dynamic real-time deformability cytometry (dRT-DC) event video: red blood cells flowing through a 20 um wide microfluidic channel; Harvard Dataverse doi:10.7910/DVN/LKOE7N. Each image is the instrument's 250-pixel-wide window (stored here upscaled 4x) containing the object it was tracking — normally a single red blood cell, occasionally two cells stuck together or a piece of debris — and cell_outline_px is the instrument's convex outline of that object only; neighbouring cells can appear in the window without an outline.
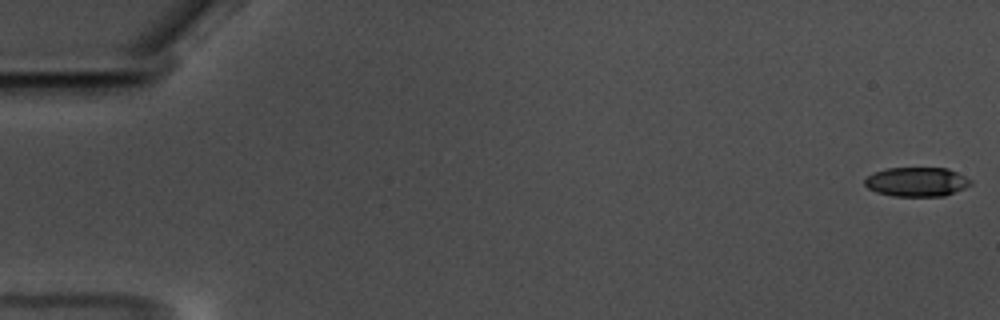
{"species": "common noctule bat (a hibernating species)", "species_latin": "Nyctalus noctula", "temperature_condition": "warm", "stored_images_in_passage": 59, "camera_frame_rate_fps": 3000, "um_per_image_px": 0.085, "animal": {"sex": "male", "body_mass_g": 17.5, "forearm_length_mm": 52.3}, "frame": {"image": 1, "passage_image": 1, "time_ms": 0.0, "image_size_px": [1000, 320], "cell_outline_px": [[972, 184], [964, 188], [944, 196], [892, 196], [876, 192], [868, 188], [864, 184], [864, 180], [872, 172], [884, 168], [948, 168], [972, 180]], "centroid_in_image_um": [77.89, 15.45], "position_along_channel_um": 7.1, "area_um2": 18.15}}
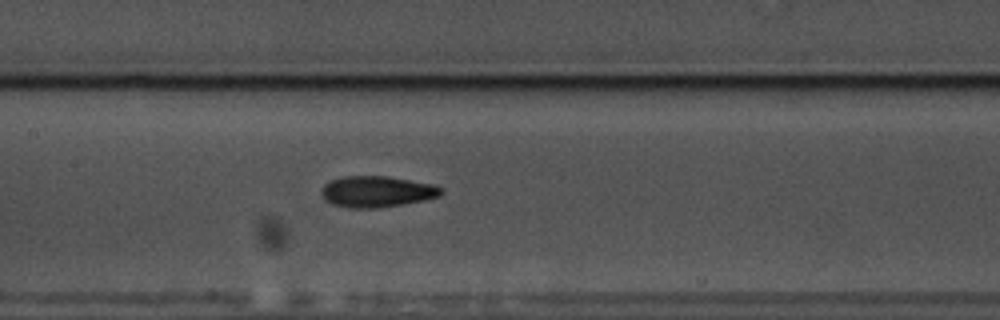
{"frame": {"image": 2, "passage_image": 29, "time_ms": 9.333, "image_size_px": [1000, 320], "cell_outline_px": [[444, 192], [440, 196], [424, 200], [380, 208], [348, 208], [332, 204], [324, 200], [320, 192], [324, 184], [328, 180], [340, 176], [388, 176], [432, 184], [444, 188]], "centroid_in_image_um": [32.0, 16.28], "position_along_channel_um": 175.4, "area_um2": 22.08}}
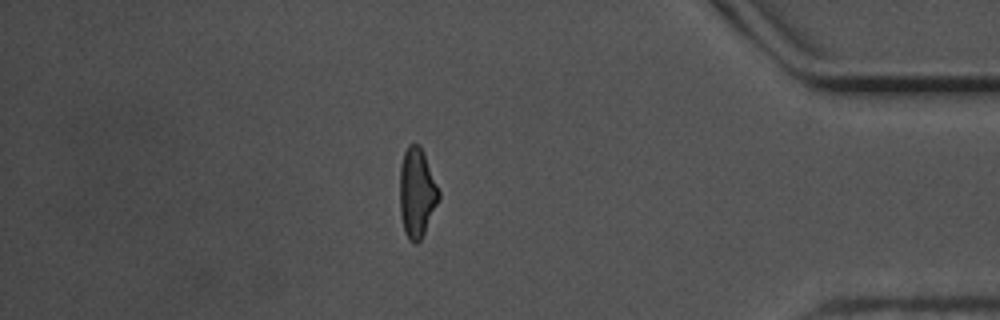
{"frame": {"image": 3, "passage_image": 51, "time_ms": 16.667, "image_size_px": [1000, 320], "cell_outline_px": [[440, 200], [420, 240], [416, 244], [412, 244], [408, 240], [404, 232], [400, 216], [400, 164], [404, 152], [408, 144], [420, 144], [424, 152], [440, 192]], "centroid_in_image_um": [35.43, 16.39], "position_along_channel_um": 399.8, "area_um2": 20.63}, "authors_computed_cell_mechanics": {"area_um2": 20.4034, "velocity_mm_per_s": 3.5311, "shape_relaxation_time_tau1_ms": 7.4123, "shape_relaxation_time_tau2_ms": 3.1688, "deformation_change_tau1": 0.1825, "deformation_change_tau2": 0.1137}}